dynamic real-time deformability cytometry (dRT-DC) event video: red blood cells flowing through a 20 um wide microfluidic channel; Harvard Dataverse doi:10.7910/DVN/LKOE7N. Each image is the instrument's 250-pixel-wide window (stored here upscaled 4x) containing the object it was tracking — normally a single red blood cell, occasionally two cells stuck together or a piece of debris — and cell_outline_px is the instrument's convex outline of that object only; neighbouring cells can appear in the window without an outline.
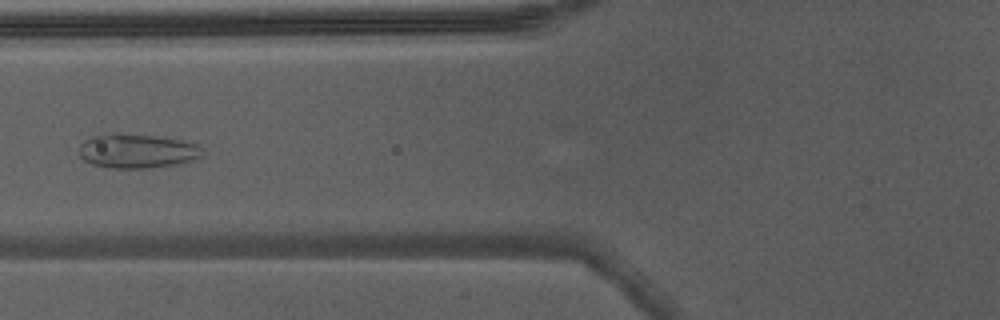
{"species": "Egyptian fruit bat (a non-hibernating species)", "species_latin": "Rousettus aegyptiacus", "temperature_condition": "warm", "stored_images_in_passage": 6, "camera_frame_rate_fps": 3000, "um_per_image_px": 0.085, "animal": {"sex": "male"}, "frame": {"image": 1, "passage_image": 6, "time_ms": 1.667, "image_size_px": [1000, 320], "cell_outline_px": [[204, 156], [196, 160], [180, 164], [148, 168], [108, 168], [92, 164], [84, 160], [80, 156], [80, 144], [84, 140], [92, 136], [112, 132], [120, 132], [152, 136], [180, 140], [200, 144]], "centroid_in_image_um": [11.68, 12.83], "position_along_channel_um": 114.1, "area_um2": 25.09}}